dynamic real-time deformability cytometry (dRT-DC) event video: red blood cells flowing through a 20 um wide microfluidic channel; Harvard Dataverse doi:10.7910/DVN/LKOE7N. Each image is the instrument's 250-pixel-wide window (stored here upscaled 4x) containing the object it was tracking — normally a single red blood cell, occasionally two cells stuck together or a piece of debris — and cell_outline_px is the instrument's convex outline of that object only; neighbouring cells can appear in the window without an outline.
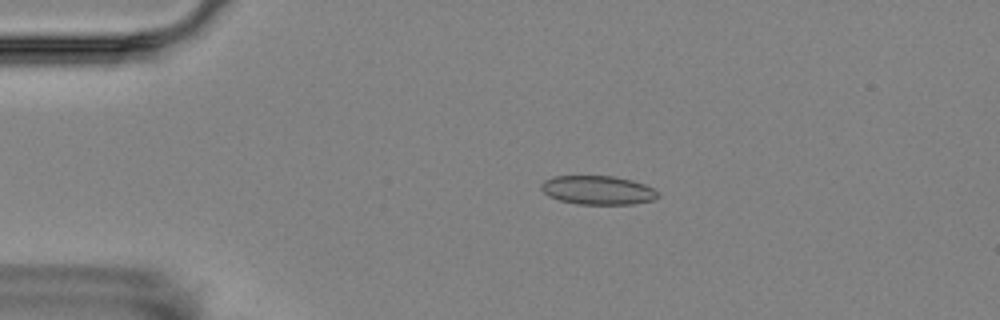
{"species": "Egyptian fruit bat (a non-hibernating species)", "species_latin": "Rousettus aegyptiacus", "temperature_condition": "room temperature", "stored_images_in_passage": 7, "camera_frame_rate_fps": 3000, "um_per_image_px": 0.085, "animal": {"sex": "female"}, "frame": {"image": 1, "passage_image": 4, "time_ms": 3.667, "image_size_px": [1000, 320], "cell_outline_px": [[660, 196], [652, 200], [632, 204], [576, 204], [560, 200], [548, 196], [540, 188], [540, 184], [544, 180], [552, 176], [612, 176], [632, 180], [644, 184], [660, 192]], "centroid_in_image_um": [50.8, 16.16], "position_along_channel_um": 34.2, "area_um2": 19.71}}